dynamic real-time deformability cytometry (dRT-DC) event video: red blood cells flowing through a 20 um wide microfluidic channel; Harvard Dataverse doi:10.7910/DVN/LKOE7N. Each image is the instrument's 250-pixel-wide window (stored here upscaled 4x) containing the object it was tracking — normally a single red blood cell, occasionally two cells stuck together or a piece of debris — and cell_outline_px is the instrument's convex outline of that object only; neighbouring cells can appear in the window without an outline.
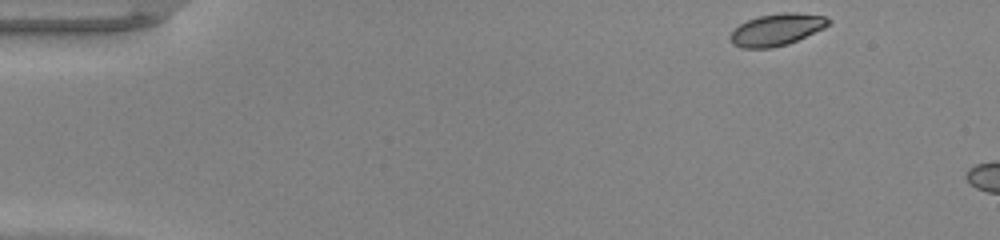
{"species": "common noctule bat (a hibernating species)", "species_latin": "Nyctalus noctula", "temperature_condition": "warm", "stored_images_in_passage": 5, "camera_frame_rate_fps": 3000, "um_per_image_px": 0.085, "animal": {"sex": "male", "body_mass_g": 20.0, "forearm_length_mm": 53.3}, "frame": {"image": 1, "passage_image": 1, "time_ms": 0.0, "image_size_px": [1000, 240], "cell_outline_px": [[832, 20], [824, 28], [788, 44], [772, 48], [740, 48], [732, 44], [728, 40], [728, 36], [740, 24], [748, 20], [760, 16], [784, 12], [796, 12], [824, 16]], "centroid_in_image_um": [65.99, 2.53], "position_along_channel_um": 19.0, "area_um2": 18.26}}